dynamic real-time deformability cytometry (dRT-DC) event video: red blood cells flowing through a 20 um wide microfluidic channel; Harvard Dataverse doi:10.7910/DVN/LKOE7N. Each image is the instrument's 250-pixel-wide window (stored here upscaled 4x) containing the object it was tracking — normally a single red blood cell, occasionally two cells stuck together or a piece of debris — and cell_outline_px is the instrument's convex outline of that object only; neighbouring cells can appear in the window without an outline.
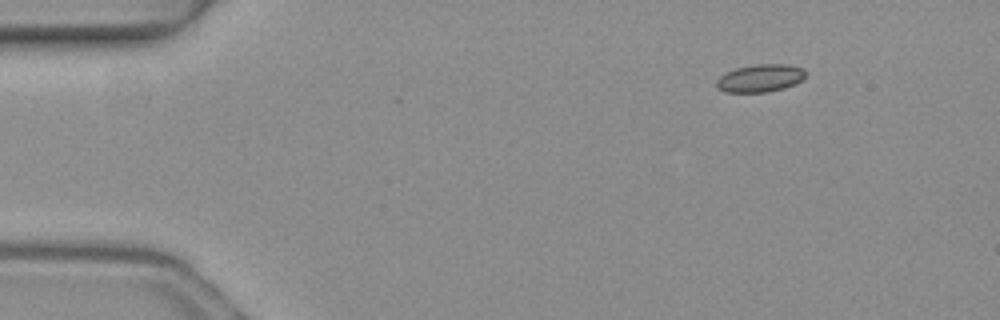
{"species": "common noctule bat (a hibernating species)", "species_latin": "Nyctalus noctula", "temperature_condition": "warm", "stored_images_in_passage": 2, "camera_frame_rate_fps": 3000, "um_per_image_px": 0.085, "animal": {"sex": "female", "body_mass_g": 19.3, "forearm_length_mm": 54.1}, "frame": {"image": 1, "passage_image": 1, "time_ms": 0.0, "image_size_px": [1000, 320], "cell_outline_px": [[804, 76], [800, 80], [784, 88], [764, 92], [724, 92], [716, 88], [716, 80], [724, 72], [736, 68], [756, 64], [788, 64], [804, 68]], "centroid_in_image_um": [64.55, 6.63], "position_along_channel_um": 20.4, "area_um2": 14.33}}